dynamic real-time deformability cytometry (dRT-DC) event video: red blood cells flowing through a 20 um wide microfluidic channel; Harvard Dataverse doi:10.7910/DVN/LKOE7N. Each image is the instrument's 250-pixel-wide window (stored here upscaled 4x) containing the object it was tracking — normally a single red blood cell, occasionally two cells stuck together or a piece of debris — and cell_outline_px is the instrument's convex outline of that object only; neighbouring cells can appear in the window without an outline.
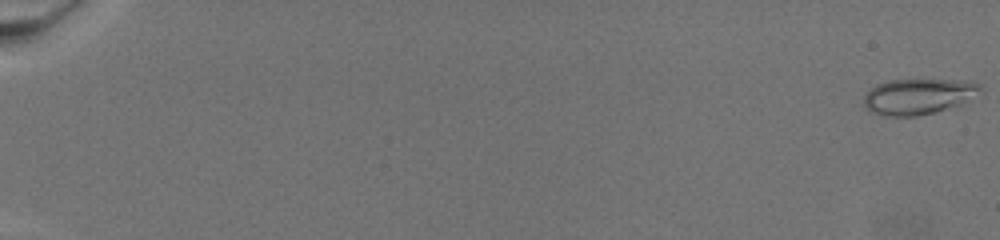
{"species": "common noctule bat (a hibernating species)", "species_latin": "Nyctalus noctula", "temperature_condition": "warm", "stored_images_in_passage": 74, "camera_frame_rate_fps": 3000, "um_per_image_px": 0.085, "animal": {"sex": "female", "body_mass_g": 19.5, "forearm_length_mm": 54.1}, "frame": {"image": 1, "passage_image": 1, "time_ms": 0.0, "image_size_px": [1000, 240], "cell_outline_px": [[980, 88], [964, 104], [916, 116], [884, 116], [872, 112], [864, 104], [864, 96], [876, 84], [888, 80], [960, 80], [980, 84]], "centroid_in_image_um": [78.01, 8.2], "position_along_channel_um": 7.0, "area_um2": 23.81}}
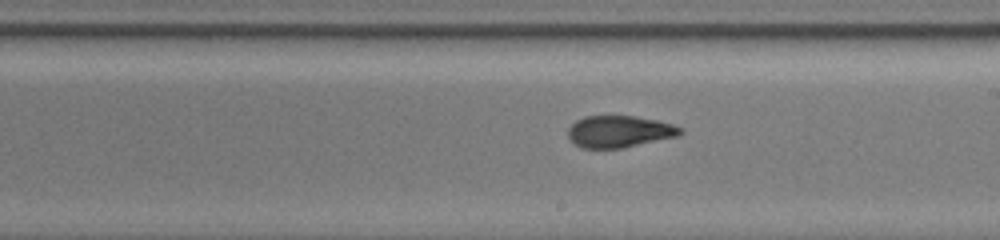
{"frame": {"image": 2, "passage_image": 47, "time_ms": 15.333, "image_size_px": [1000, 240], "cell_outline_px": [[684, 132], [676, 136], [620, 148], [580, 148], [568, 136], [568, 128], [576, 120], [584, 116], [632, 116], [656, 120], [672, 124], [684, 128]], "centroid_in_image_um": [52.63, 11.17], "position_along_channel_um": 236.4, "area_um2": 20.58}}
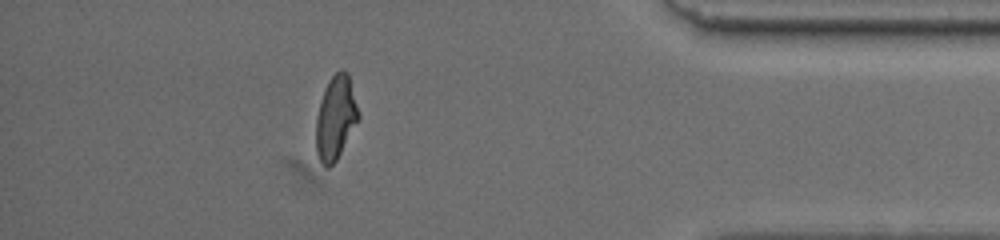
{"frame": {"image": 3, "passage_image": 67, "time_ms": 22.0, "image_size_px": [1000, 240], "cell_outline_px": [[360, 116], [336, 160], [328, 168], [324, 168], [320, 164], [316, 152], [316, 116], [324, 88], [328, 80], [340, 68], [344, 68], [348, 72]], "centroid_in_image_um": [28.51, 9.99], "position_along_channel_um": 406.7, "area_um2": 20.75}}